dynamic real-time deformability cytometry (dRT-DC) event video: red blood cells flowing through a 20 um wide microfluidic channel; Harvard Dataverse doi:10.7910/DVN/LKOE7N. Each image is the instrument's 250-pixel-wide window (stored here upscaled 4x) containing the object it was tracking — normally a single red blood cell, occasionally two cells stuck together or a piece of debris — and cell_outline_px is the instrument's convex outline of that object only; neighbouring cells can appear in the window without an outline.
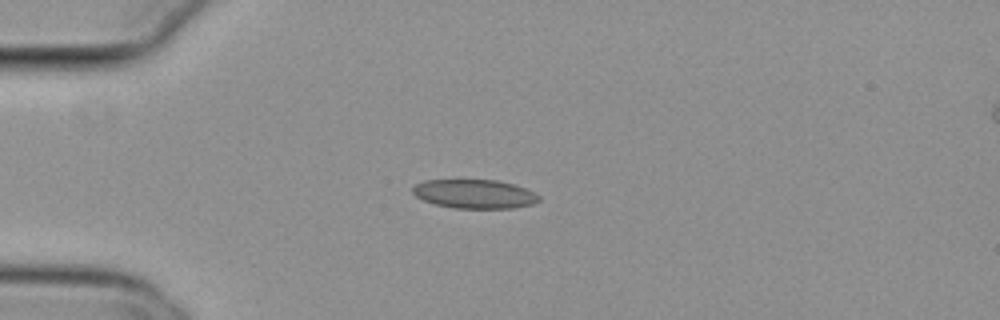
{"species": "common noctule bat (a hibernating species)", "species_latin": "Nyctalus noctula", "temperature_condition": "cold", "stored_images_in_passage": 41, "camera_frame_rate_fps": 3000, "um_per_image_px": 0.085, "animal": {"sex": "female", "body_mass_g": 29.2, "forearm_length_mm": 56.3}, "frame": {"image": 1, "passage_image": 1, "time_ms": 0.0, "image_size_px": [1000, 320], "cell_outline_px": [[540, 200], [532, 204], [516, 208], [452, 208], [436, 204], [424, 200], [416, 196], [412, 192], [412, 188], [416, 184], [424, 180], [496, 180], [512, 184], [524, 188], [540, 196]], "centroid_in_image_um": [40.33, 16.49], "position_along_channel_um": 44.7, "area_um2": 21.15}}
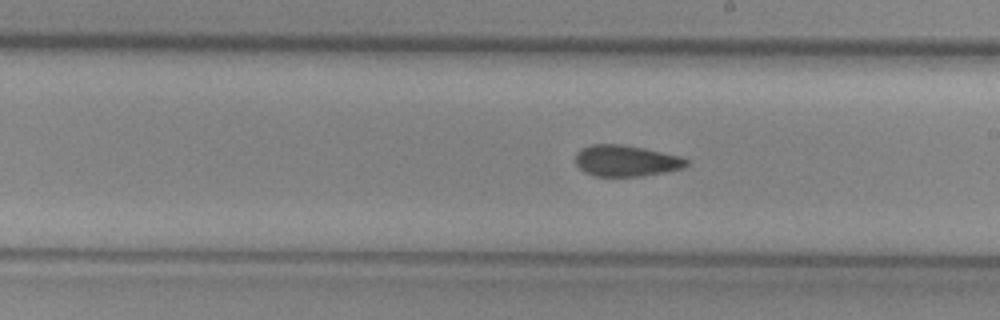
{"frame": {"image": 2, "passage_image": 18, "time_ms": 5.667, "image_size_px": [1000, 320], "cell_outline_px": [[688, 164], [684, 168], [664, 172], [640, 176], [596, 176], [584, 172], [576, 164], [576, 152], [580, 148], [592, 144], [620, 144], [644, 148], [680, 156], [688, 160]], "centroid_in_image_um": [53.2, 13.66], "position_along_channel_um": 235.8, "area_um2": 20.17}}
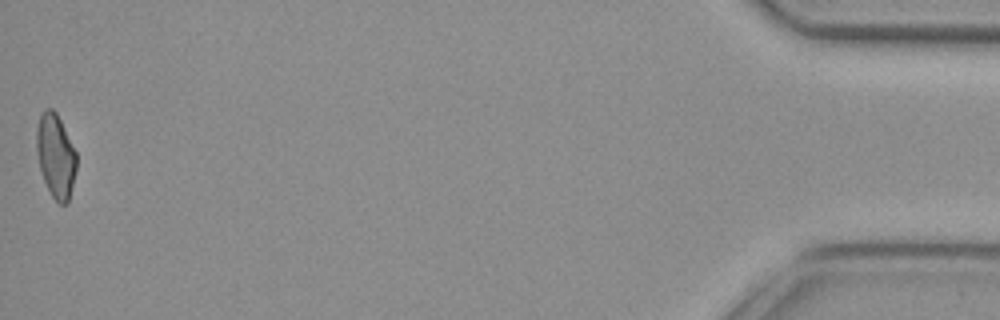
{"frame": {"image": 3, "passage_image": 41, "time_ms": 13.333, "image_size_px": [1000, 320], "cell_outline_px": [[76, 168], [68, 204], [60, 204], [52, 196], [44, 180], [40, 168], [36, 148], [36, 128], [40, 112], [44, 108], [52, 108], [56, 112], [76, 152]], "centroid_in_image_um": [4.71, 13.21], "position_along_channel_um": 430.5, "area_um2": 19.42}, "authors_computed_cell_mechanics": {"area_um2": 20.5768, "velocity_mm_per_s": 3.8068, "shape_relaxation_time_tau1_ms": null, "shape_relaxation_time_tau2_ms": 4.0782, "deformation_change_tau1": null, "deformation_change_tau2": 0.0963}}